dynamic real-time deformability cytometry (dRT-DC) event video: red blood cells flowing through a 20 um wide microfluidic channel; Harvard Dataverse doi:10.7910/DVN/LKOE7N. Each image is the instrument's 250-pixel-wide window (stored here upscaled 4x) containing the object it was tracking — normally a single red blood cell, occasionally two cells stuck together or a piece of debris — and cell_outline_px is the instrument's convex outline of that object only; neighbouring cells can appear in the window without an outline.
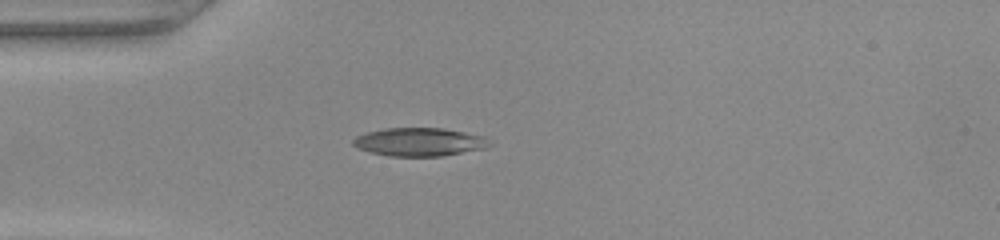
{"species": "common noctule bat (a hibernating species)", "species_latin": "Nyctalus noctula", "temperature_condition": "warm", "stored_images_in_passage": 36, "camera_frame_rate_fps": 3000, "um_per_image_px": 0.085, "animal": {"sex": "female", "body_mass_g": 22.0, "forearm_length_mm": 56.7}, "frame": {"image": 1, "passage_image": 1, "time_ms": 0.0, "image_size_px": [1000, 240], "cell_outline_px": [[492, 144], [484, 148], [440, 156], [388, 156], [356, 148], [352, 144], [352, 140], [356, 136], [368, 132], [384, 128], [444, 128], [484, 136]], "centroid_in_image_um": [35.61, 12.06], "position_along_channel_um": 49.4, "area_um2": 22.37}}
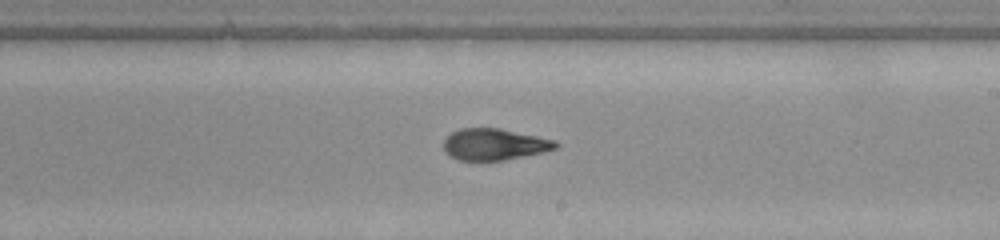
{"frame": {"image": 2, "passage_image": 16, "time_ms": 5.0, "image_size_px": [1000, 240], "cell_outline_px": [[560, 144], [556, 148], [540, 152], [504, 160], [460, 160], [444, 152], [444, 140], [452, 132], [460, 128], [500, 128], [556, 140]], "centroid_in_image_um": [42.01, 12.25], "position_along_channel_um": 247.0, "area_um2": 20.35}}
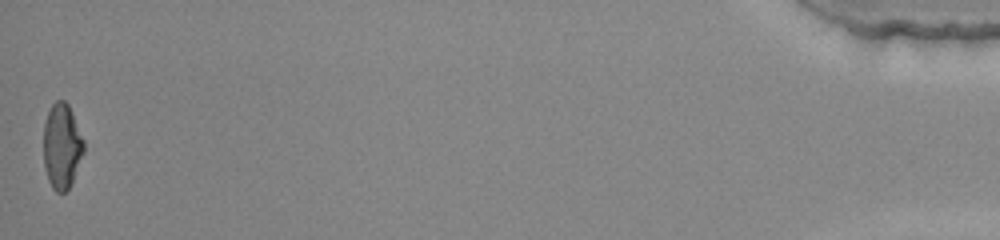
{"frame": {"image": 3, "passage_image": 36, "time_ms": 11.667, "image_size_px": [1000, 240], "cell_outline_px": [[84, 152], [72, 180], [68, 188], [64, 192], [56, 192], [52, 188], [48, 180], [44, 164], [44, 124], [48, 112], [52, 104], [56, 100], [64, 100], [68, 104], [72, 112], [84, 140]], "centroid_in_image_um": [5.25, 12.4], "position_along_channel_um": 429.9, "area_um2": 19.83}}